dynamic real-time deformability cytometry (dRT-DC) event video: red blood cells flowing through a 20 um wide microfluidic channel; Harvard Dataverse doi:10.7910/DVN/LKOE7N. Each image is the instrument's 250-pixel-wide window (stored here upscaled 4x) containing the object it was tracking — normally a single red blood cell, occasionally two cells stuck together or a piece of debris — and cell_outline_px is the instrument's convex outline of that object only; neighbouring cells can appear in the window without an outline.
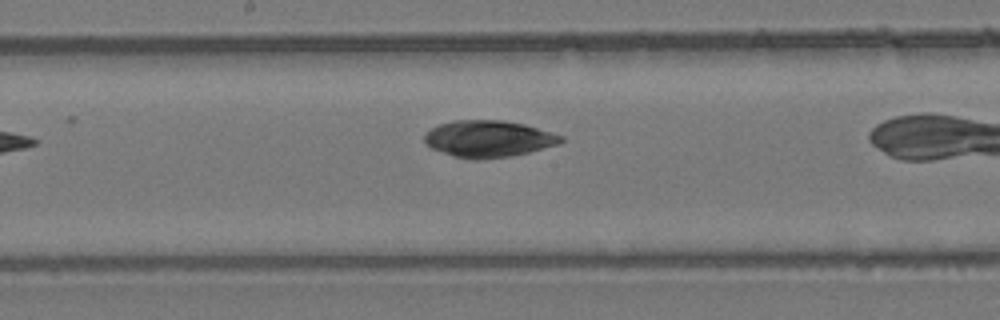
{"species": "common noctule bat (a hibernating species)", "species_latin": "Nyctalus noctula", "temperature_condition": "room temperature", "stored_images_in_passage": 12, "camera_frame_rate_fps": 3000, "um_per_image_px": 0.085, "animal": {"sex": "female", "body_mass_g": 24.6, "forearm_length_mm": 56.2}, "frame": {"image": 1, "passage_image": 12, "time_ms": 3.667, "image_size_px": [1000, 320], "cell_outline_px": [[564, 140], [560, 144], [512, 156], [476, 160], [472, 160], [452, 156], [432, 148], [424, 144], [424, 136], [432, 128], [440, 124], [452, 120], [504, 120], [524, 124], [564, 136]], "centroid_in_image_um": [41.52, 11.8], "position_along_channel_um": 206.7, "area_um2": 29.3}}